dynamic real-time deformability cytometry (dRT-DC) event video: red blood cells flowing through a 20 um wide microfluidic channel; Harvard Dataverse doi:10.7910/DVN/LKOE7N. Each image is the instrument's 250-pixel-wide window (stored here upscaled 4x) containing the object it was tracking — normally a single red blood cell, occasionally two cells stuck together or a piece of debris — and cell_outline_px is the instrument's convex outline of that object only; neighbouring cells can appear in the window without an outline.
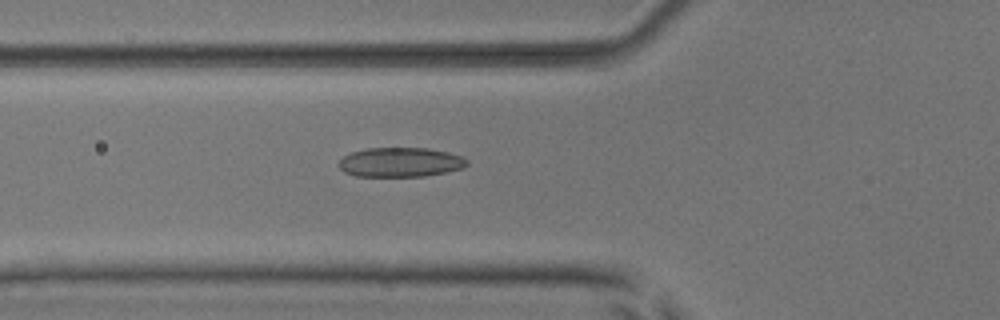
{"species": "common noctule bat (a hibernating species)", "species_latin": "Nyctalus noctula", "temperature_condition": "room temperature", "stored_images_in_passage": 53, "camera_frame_rate_fps": 3000, "um_per_image_px": 0.085, "animal": {"sex": "male", "body_mass_g": 17.9, "forearm_length_mm": 54.2}, "frame": {"image": 1, "passage_image": 20, "time_ms": 6.333, "image_size_px": [1000, 320], "cell_outline_px": [[468, 164], [464, 168], [424, 176], [356, 176], [344, 172], [336, 164], [344, 156], [352, 152], [364, 148], [428, 148], [448, 152], [464, 156], [468, 160]], "centroid_in_image_um": [34.04, 13.78], "position_along_channel_um": 91.8, "area_um2": 22.14}}
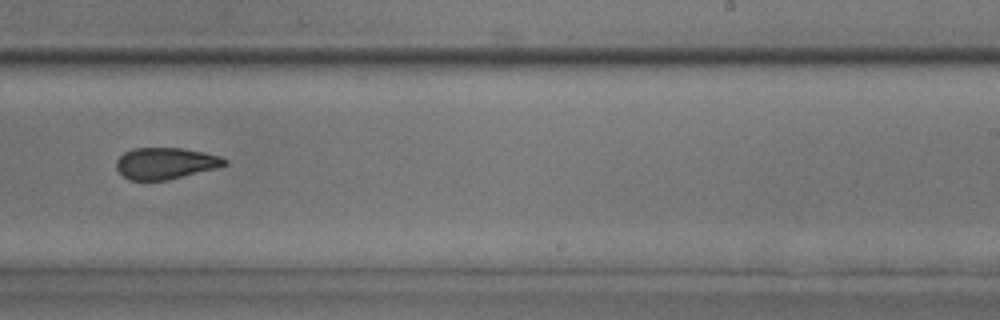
{"frame": {"image": 2, "passage_image": 34, "time_ms": 11.0, "image_size_px": [1000, 320], "cell_outline_px": [[228, 164], [216, 168], [164, 180], [128, 180], [116, 168], [116, 160], [124, 152], [132, 148], [184, 148], [204, 152], [220, 156], [228, 160]], "centroid_in_image_um": [14.06, 13.86], "position_along_channel_um": 274.9, "area_um2": 19.77}}
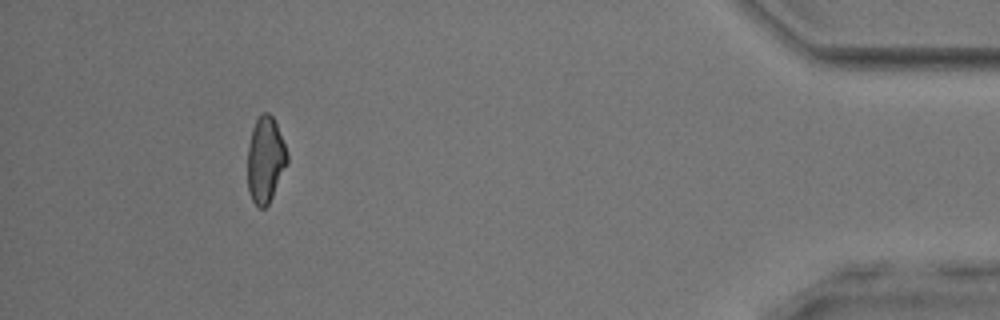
{"frame": {"image": 3, "passage_image": 49, "time_ms": 16.0, "image_size_px": [1000, 320], "cell_outline_px": [[288, 164], [268, 204], [264, 208], [260, 208], [252, 200], [248, 192], [248, 148], [252, 128], [256, 120], [264, 112], [268, 112], [272, 116], [276, 124], [288, 152]], "centroid_in_image_um": [22.57, 13.59], "position_along_channel_um": 412.6, "area_um2": 19.77}, "authors_computed_cell_mechanics": {"area_um2": 20.808, "velocity_mm_per_s": 3.9373, "shape_relaxation_time_tau1_ms": null, "shape_relaxation_time_tau2_ms": 3.3562, "deformation_change_tau1": null, "deformation_change_tau2": 0.1039}}